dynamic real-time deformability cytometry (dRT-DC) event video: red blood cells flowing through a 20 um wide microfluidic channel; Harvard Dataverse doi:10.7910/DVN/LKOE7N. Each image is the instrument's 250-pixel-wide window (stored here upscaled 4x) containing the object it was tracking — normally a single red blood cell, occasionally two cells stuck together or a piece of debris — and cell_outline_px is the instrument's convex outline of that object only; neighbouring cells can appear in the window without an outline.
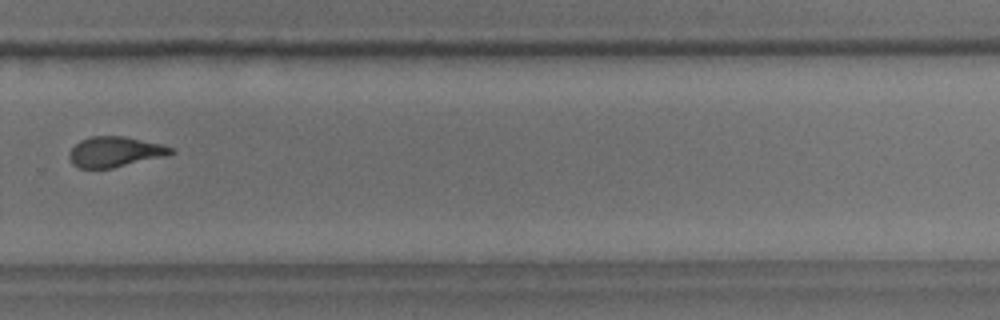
{"species": "common noctule bat (a hibernating species)", "species_latin": "Nyctalus noctula", "temperature_condition": "room temperature", "stored_images_in_passage": 11, "camera_frame_rate_fps": 3000, "um_per_image_px": 0.085, "animal": {"sex": "male", "body_mass_g": 18.8}, "frame": {"image": 1, "passage_image": 11, "time_ms": 12.333, "image_size_px": [1000, 320], "cell_outline_px": [[176, 152], [168, 156], [112, 168], [80, 168], [72, 164], [68, 156], [68, 152], [80, 140], [92, 136], [124, 136], [160, 144], [176, 148]], "centroid_in_image_um": [9.8, 12.91], "position_along_channel_um": 320.0, "area_um2": 18.15}}